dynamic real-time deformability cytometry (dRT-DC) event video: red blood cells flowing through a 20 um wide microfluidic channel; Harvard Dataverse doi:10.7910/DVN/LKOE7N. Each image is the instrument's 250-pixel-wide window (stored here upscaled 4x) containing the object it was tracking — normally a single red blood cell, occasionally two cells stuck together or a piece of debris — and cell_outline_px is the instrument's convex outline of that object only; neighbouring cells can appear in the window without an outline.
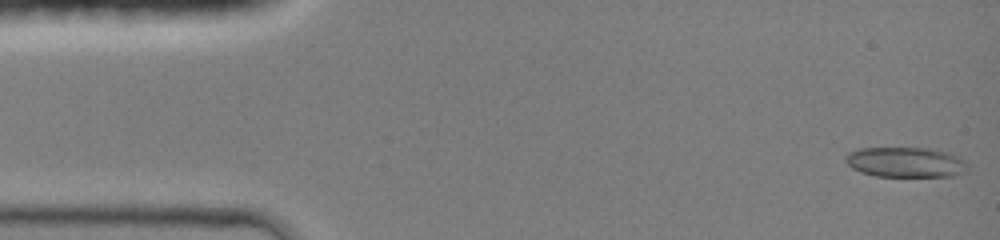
{"species": "common noctule bat (a hibernating species)", "species_latin": "Nyctalus noctula", "temperature_condition": "room temperature", "stored_images_in_passage": 11, "camera_frame_rate_fps": 3000, "um_per_image_px": 0.085, "animal": {"sex": "female", "body_mass_g": 19.0, "forearm_length_mm": 51.5}, "frame": {"image": 1, "passage_image": 1, "time_ms": 0.0, "image_size_px": [1000, 240], "cell_outline_px": [[968, 172], [956, 176], [876, 176], [860, 172], [852, 168], [844, 160], [844, 156], [848, 152], [860, 148], [932, 148], [948, 152], [964, 160], [968, 164]], "centroid_in_image_um": [77.0, 13.79], "position_along_channel_um": 8.0, "area_um2": 21.73}}
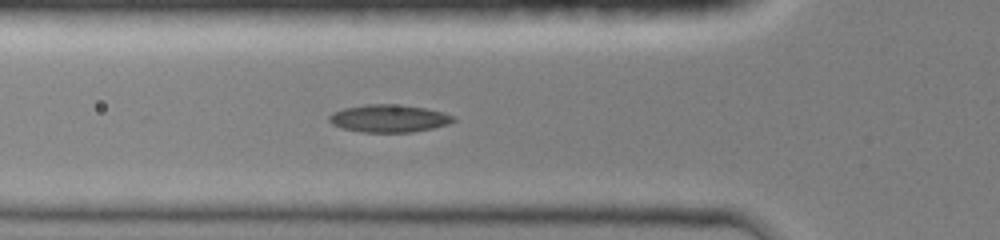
{"frame": {"image": 2, "passage_image": 7, "time_ms": 4.667, "image_size_px": [1000, 240], "cell_outline_px": [[456, 120], [448, 124], [432, 128], [412, 132], [364, 132], [340, 128], [332, 124], [328, 120], [328, 116], [332, 112], [344, 108], [364, 104], [392, 104], [424, 108], [444, 112], [456, 116]], "centroid_in_image_um": [33.04, 10.06], "position_along_channel_um": 92.8, "area_um2": 20.06}}
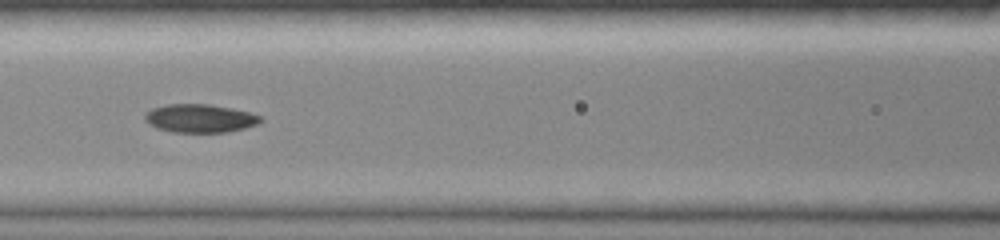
{"frame": {"image": 3, "passage_image": 10, "time_ms": 6.0, "image_size_px": [1000, 240], "cell_outline_px": [[264, 120], [256, 124], [244, 128], [228, 132], [172, 132], [156, 128], [148, 124], [144, 120], [144, 116], [152, 108], [168, 104], [208, 104], [232, 108], [248, 112], [260, 116]], "centroid_in_image_um": [16.97, 10.06], "position_along_channel_um": 149.6, "area_um2": 19.07}}